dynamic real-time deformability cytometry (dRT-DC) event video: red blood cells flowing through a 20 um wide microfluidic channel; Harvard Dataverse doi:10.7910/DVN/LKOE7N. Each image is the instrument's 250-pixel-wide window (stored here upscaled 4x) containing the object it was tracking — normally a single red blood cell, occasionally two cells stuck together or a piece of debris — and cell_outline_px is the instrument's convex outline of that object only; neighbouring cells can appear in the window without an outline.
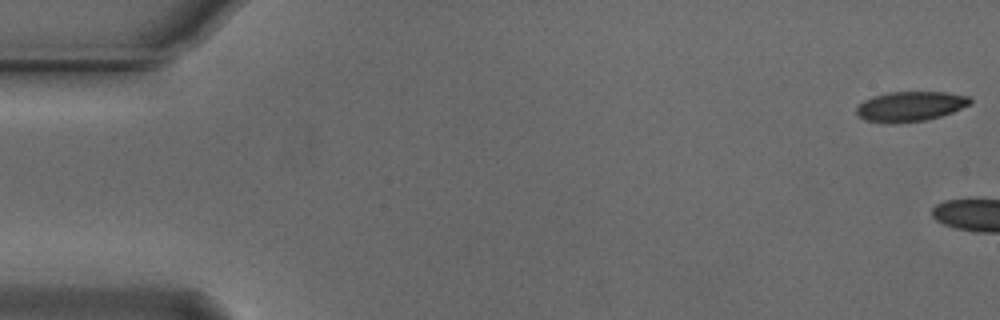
{"species": "Egyptian fruit bat (a non-hibernating species)", "species_latin": "Rousettus aegyptiacus", "temperature_condition": "cold", "stored_images_in_passage": 2, "camera_frame_rate_fps": 3000, "um_per_image_px": 0.085, "animal": {"sex": "male"}, "frame": {"image": 1, "passage_image": 1, "time_ms": 0.0, "image_size_px": [1000, 320], "cell_outline_px": [[972, 104], [952, 112], [940, 116], [924, 120], [864, 120], [856, 116], [856, 108], [864, 100], [872, 96], [888, 92], [944, 92], [968, 96], [972, 100]], "centroid_in_image_um": [77.41, 8.99], "position_along_channel_um": 7.6, "area_um2": 19.07}}